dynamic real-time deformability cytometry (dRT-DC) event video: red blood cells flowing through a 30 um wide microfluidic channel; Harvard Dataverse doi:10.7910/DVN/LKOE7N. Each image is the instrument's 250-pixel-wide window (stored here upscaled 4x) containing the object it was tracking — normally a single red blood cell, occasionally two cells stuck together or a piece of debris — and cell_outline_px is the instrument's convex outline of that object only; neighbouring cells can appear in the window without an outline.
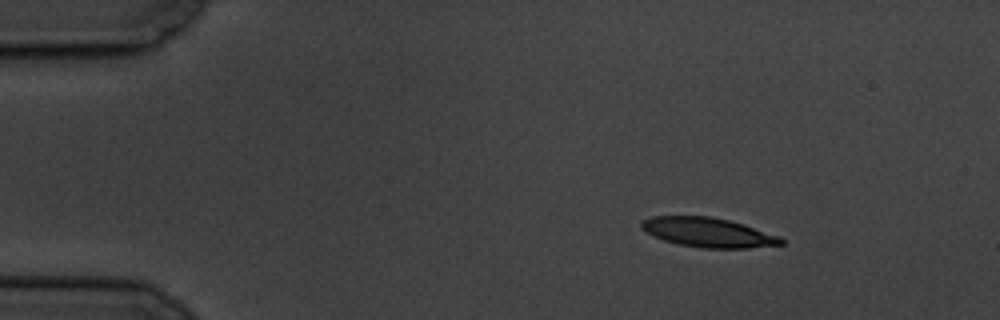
{"species": "common noctule bat (a hibernating species)", "species_latin": "Nyctalus noctula", "temperature_condition": "cold", "stored_images_in_passage": 8, "camera_frame_rate_fps": 3000, "um_per_image_px": 0.085, "animal": {"sex": "male", "body_mass_g": 19.5, "forearm_length_mm": 54.6}, "frame": {"image": 1, "passage_image": 1, "time_ms": 0.0, "image_size_px": [1000, 320], "cell_outline_px": [[784, 244], [748, 248], [700, 248], [680, 244], [664, 240], [640, 228], [640, 224], [644, 220], [652, 216], [712, 216], [744, 224], [780, 236], [784, 240]], "centroid_in_image_um": [60.23, 19.75], "position_along_channel_um": 24.8, "area_um2": 23.87}}
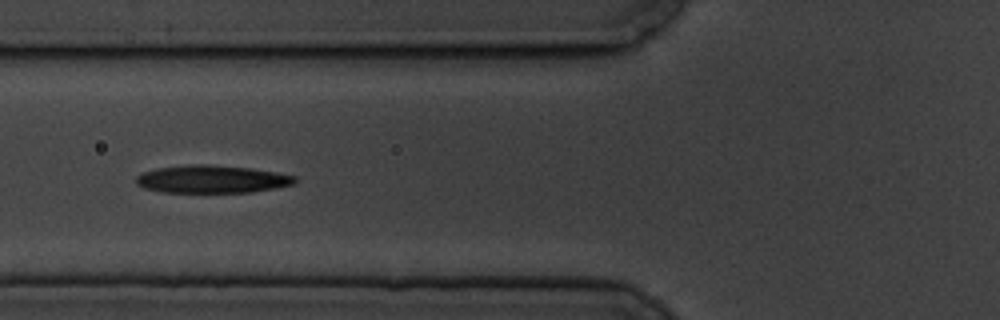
{"frame": {"image": 2, "passage_image": 5, "time_ms": 4.667, "image_size_px": [1000, 320], "cell_outline_px": [[300, 180], [292, 184], [276, 188], [252, 192], [164, 192], [144, 188], [136, 184], [136, 176], [144, 172], [156, 168], [192, 164], [208, 164], [248, 168], [276, 172], [296, 176]], "centroid_in_image_um": [18.03, 15.23], "position_along_channel_um": 107.8, "area_um2": 25.66}}
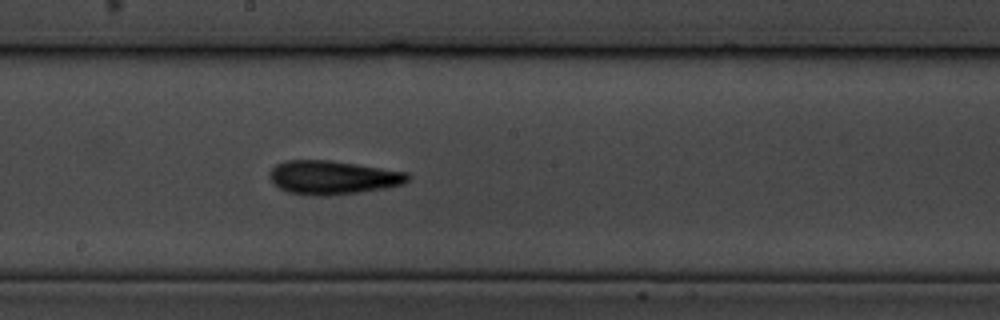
{"frame": {"image": 3, "passage_image": 8, "time_ms": 8.0, "image_size_px": [1000, 320], "cell_outline_px": [[412, 176], [404, 184], [384, 188], [360, 192], [328, 196], [316, 196], [288, 192], [280, 188], [268, 176], [272, 168], [276, 164], [284, 160], [328, 160], [408, 172]], "centroid_in_image_um": [28.3, 15.09], "position_along_channel_um": 219.9, "area_um2": 27.11}}